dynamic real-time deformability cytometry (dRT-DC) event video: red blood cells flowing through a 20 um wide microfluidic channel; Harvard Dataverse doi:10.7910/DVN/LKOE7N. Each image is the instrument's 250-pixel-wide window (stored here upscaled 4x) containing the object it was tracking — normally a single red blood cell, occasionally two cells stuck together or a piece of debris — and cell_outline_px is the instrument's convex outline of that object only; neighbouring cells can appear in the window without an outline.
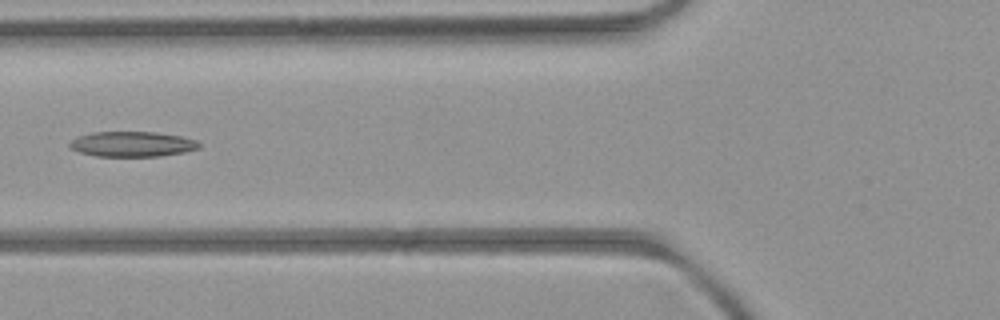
{"species": "common noctule bat (a hibernating species)", "species_latin": "Nyctalus noctula", "temperature_condition": "room temperature", "stored_images_in_passage": 5, "camera_frame_rate_fps": 3000, "um_per_image_px": 0.085, "animal": {"sex": "female", "body_mass_g": 21.9}, "frame": {"image": 1, "passage_image": 4, "time_ms": 3.333, "image_size_px": [1000, 320], "cell_outline_px": [[200, 148], [184, 152], [160, 156], [96, 156], [80, 152], [68, 148], [68, 144], [72, 140], [80, 136], [92, 132], [156, 132], [180, 136], [196, 140], [200, 144]], "centroid_in_image_um": [11.23, 12.25], "position_along_channel_um": 114.6, "area_um2": 18.96}}
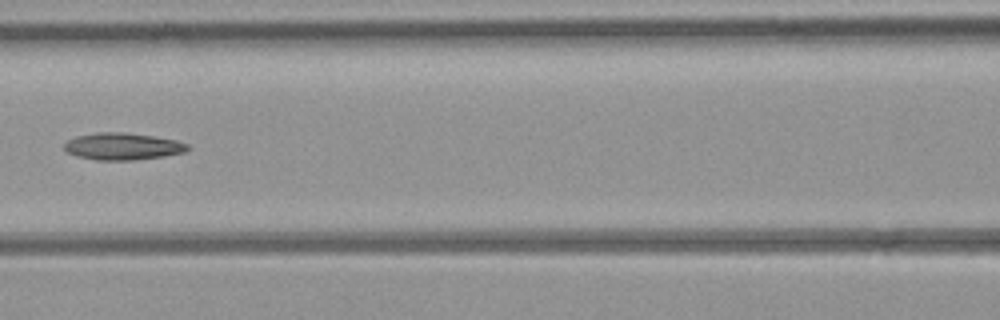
{"frame": {"image": 2, "passage_image": 5, "time_ms": 4.333, "image_size_px": [1000, 320], "cell_outline_px": [[192, 148], [188, 152], [164, 156], [132, 160], [96, 160], [76, 156], [68, 152], [64, 148], [64, 144], [68, 140], [76, 136], [100, 132], [124, 132], [152, 136], [176, 140], [188, 144]], "centroid_in_image_um": [10.47, 12.44], "position_along_channel_um": 156.1, "area_um2": 19.48}}